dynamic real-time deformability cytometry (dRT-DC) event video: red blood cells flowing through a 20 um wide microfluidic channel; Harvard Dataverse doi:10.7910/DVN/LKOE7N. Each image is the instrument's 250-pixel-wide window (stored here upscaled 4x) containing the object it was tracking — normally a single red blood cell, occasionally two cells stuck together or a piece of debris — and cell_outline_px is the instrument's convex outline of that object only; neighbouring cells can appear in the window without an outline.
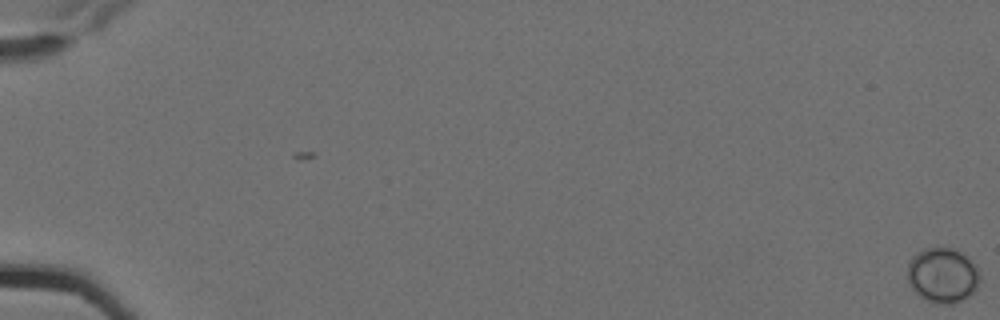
{"species": "Egyptian fruit bat (a non-hibernating species)", "species_latin": "Rousettus aegyptiacus", "temperature_condition": "cold", "stored_images_in_passage": 7, "camera_frame_rate_fps": 3000, "um_per_image_px": 0.085, "animal": {"sex": "female"}, "frame": {"image": 1, "passage_image": 1, "time_ms": 0.0, "image_size_px": [1000, 320], "cell_outline_px": [[980, 280], [976, 288], [964, 300], [952, 304], [932, 304], [924, 300], [908, 284], [908, 264], [912, 256], [916, 252], [924, 248], [936, 244], [952, 248], [964, 252], [976, 264], [980, 272]], "centroid_in_image_um": [80.13, 23.36], "position_along_channel_um": 4.9, "area_um2": 24.16}}
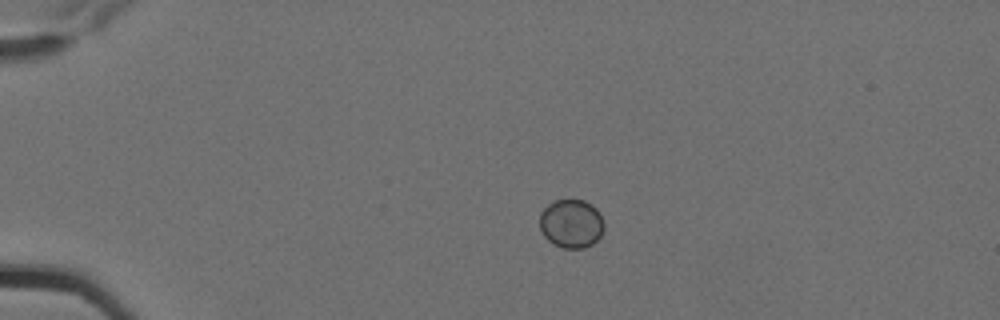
{"frame": {"image": 2, "passage_image": 5, "time_ms": 1.333, "image_size_px": [1000, 320], "cell_outline_px": [[604, 228], [600, 236], [592, 244], [584, 248], [564, 248], [552, 244], [544, 236], [540, 228], [540, 212], [552, 200], [584, 200], [592, 204], [596, 208], [604, 224]], "centroid_in_image_um": [48.54, 19.0], "position_along_channel_um": 36.5, "area_um2": 18.32}}
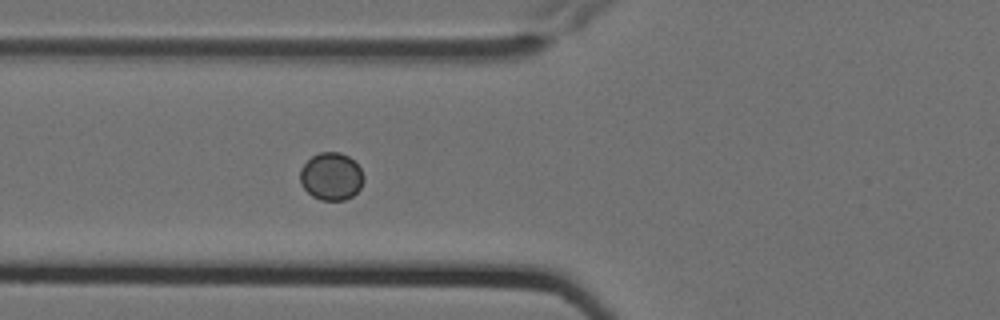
{"frame": {"image": 3, "passage_image": 7, "time_ms": 2.0, "image_size_px": [1000, 320], "cell_outline_px": [[364, 180], [360, 188], [352, 196], [344, 200], [320, 200], [312, 196], [300, 184], [300, 168], [312, 156], [320, 152], [340, 152], [348, 156], [360, 168], [364, 176]], "centroid_in_image_um": [28.15, 15.0], "position_along_channel_um": 97.7, "area_um2": 17.63}}